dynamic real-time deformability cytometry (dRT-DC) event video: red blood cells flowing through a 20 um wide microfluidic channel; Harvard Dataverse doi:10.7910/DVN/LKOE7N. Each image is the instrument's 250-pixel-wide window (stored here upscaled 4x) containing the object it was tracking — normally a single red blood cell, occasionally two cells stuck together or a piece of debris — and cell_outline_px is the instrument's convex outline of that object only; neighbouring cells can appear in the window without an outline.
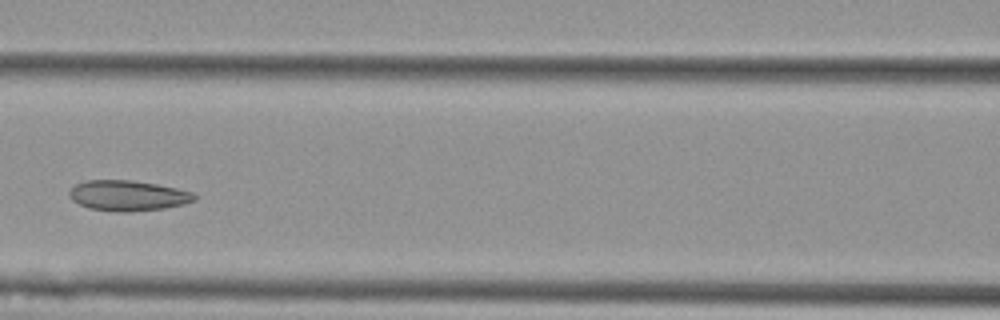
{"species": "Egyptian fruit bat (a non-hibernating species)", "species_latin": "Rousettus aegyptiacus", "temperature_condition": "cold", "stored_images_in_passage": 6, "camera_frame_rate_fps": 3000, "um_per_image_px": 0.085, "animal": {"sex": "female"}, "frame": {"image": 1, "passage_image": 6, "time_ms": 1.667, "image_size_px": [1000, 320], "cell_outline_px": [[196, 200], [184, 204], [164, 208], [128, 212], [116, 212], [88, 208], [72, 200], [68, 196], [68, 192], [76, 184], [84, 180], [132, 180], [156, 184], [176, 188], [192, 192], [196, 196]], "centroid_in_image_um": [10.85, 16.63], "position_along_channel_um": 155.8, "area_um2": 22.25}}